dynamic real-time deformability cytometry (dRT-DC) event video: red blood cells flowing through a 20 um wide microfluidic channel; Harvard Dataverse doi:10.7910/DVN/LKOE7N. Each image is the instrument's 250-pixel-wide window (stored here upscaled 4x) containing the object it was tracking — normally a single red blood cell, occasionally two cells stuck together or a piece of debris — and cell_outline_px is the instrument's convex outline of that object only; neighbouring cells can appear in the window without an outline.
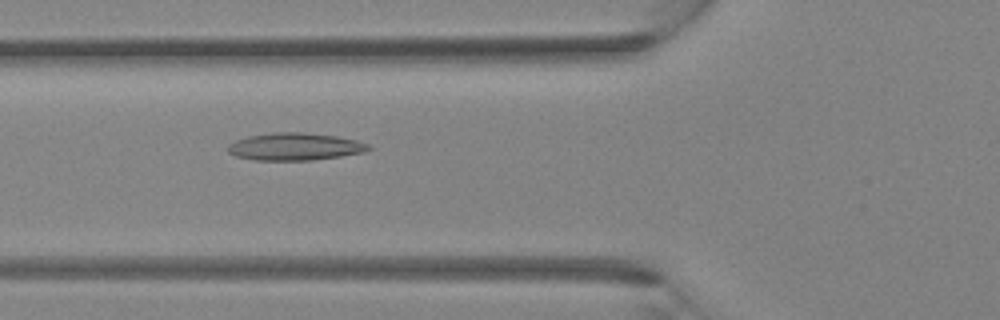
{"species": "Egyptian fruit bat (a non-hibernating species)", "species_latin": "Rousettus aegyptiacus", "temperature_condition": "room temperature", "stored_images_in_passage": 29, "camera_frame_rate_fps": 3000, "um_per_image_px": 0.085, "animal": {"sex": "female"}, "frame": {"image": 1, "passage_image": 4, "time_ms": 1.0, "image_size_px": [1000, 320], "cell_outline_px": [[372, 148], [364, 152], [340, 156], [312, 160], [252, 160], [236, 156], [228, 152], [228, 144], [236, 140], [248, 136], [272, 132], [304, 132], [336, 136], [356, 140], [368, 144]], "centroid_in_image_um": [25.05, 12.46], "position_along_channel_um": 100.8, "area_um2": 22.48}}
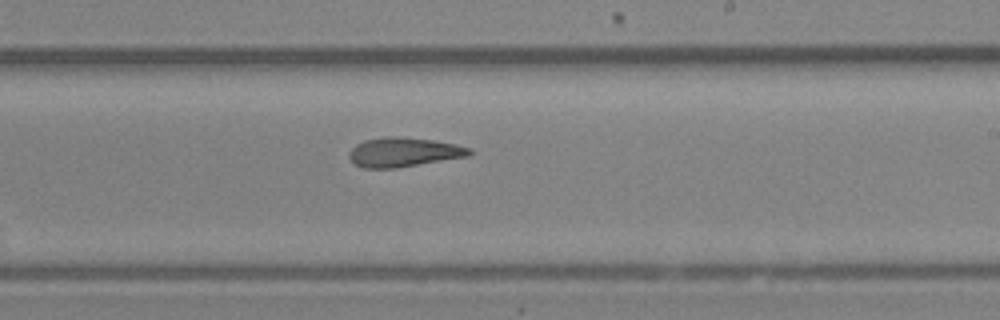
{"frame": {"image": 2, "passage_image": 13, "time_ms": 4.0, "image_size_px": [1000, 320], "cell_outline_px": [[472, 152], [468, 156], [396, 168], [364, 168], [352, 164], [348, 156], [348, 152], [356, 144], [364, 140], [432, 140], [456, 144], [472, 148]], "centroid_in_image_um": [34.3, 13.0], "position_along_channel_um": 254.7, "area_um2": 19.54}}
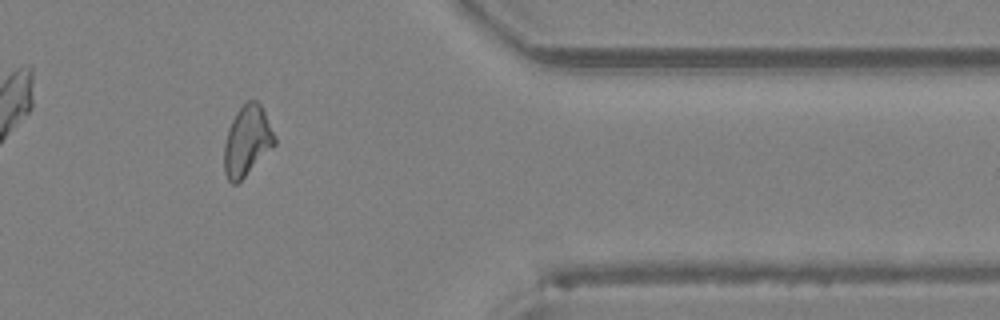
{"frame": {"image": 3, "passage_image": 22, "time_ms": 7.0, "image_size_px": [1000, 320], "cell_outline_px": [[276, 144], [236, 184], [232, 184], [228, 180], [224, 172], [224, 144], [228, 128], [236, 112], [248, 100], [256, 100], [260, 104], [276, 136]], "centroid_in_image_um": [20.99, 11.97], "position_along_channel_um": 390.4, "area_um2": 20.4}}